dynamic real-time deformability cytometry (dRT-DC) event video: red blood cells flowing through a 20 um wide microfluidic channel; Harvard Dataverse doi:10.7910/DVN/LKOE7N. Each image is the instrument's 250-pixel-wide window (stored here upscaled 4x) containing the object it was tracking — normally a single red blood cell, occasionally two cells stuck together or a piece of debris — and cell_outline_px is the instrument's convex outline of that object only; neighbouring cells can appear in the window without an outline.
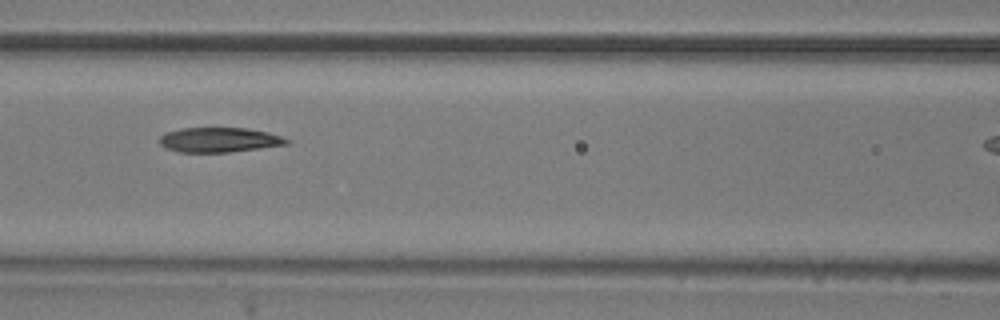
{"species": "common noctule bat (a hibernating species)", "species_latin": "Nyctalus noctula", "temperature_condition": "room temperature", "stored_images_in_passage": 7, "camera_frame_rate_fps": 3000, "um_per_image_px": 0.085, "animal": {"sex": "male", "body_mass_g": 20.5, "forearm_length_mm": 52.5}, "frame": {"image": 1, "passage_image": 4, "time_ms": 3.333, "image_size_px": [1000, 320], "cell_outline_px": [[292, 140], [288, 144], [228, 152], [180, 152], [168, 148], [160, 144], [160, 136], [164, 132], [180, 128], [244, 128], [268, 132]], "centroid_in_image_um": [18.62, 11.88], "position_along_channel_um": 148.0, "area_um2": 18.21}}
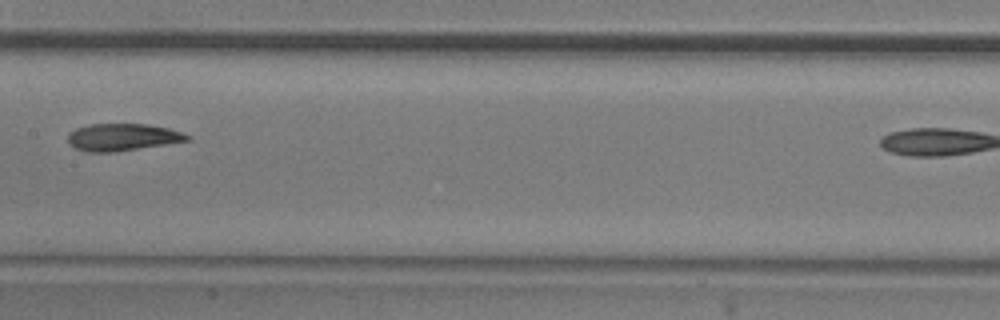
{"frame": {"image": 2, "passage_image": 5, "time_ms": 4.667, "image_size_px": [1000, 320], "cell_outline_px": [[192, 140], [116, 152], [84, 152], [68, 144], [68, 132], [76, 128], [88, 124], [148, 124], [168, 128], [192, 136]], "centroid_in_image_um": [10.4, 11.66], "position_along_channel_um": 197.0, "area_um2": 19.13}}
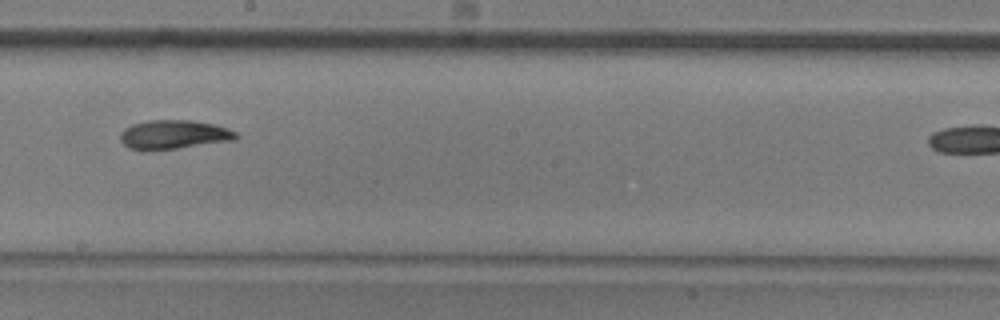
{"frame": {"image": 3, "passage_image": 6, "time_ms": 5.667, "image_size_px": [1000, 320], "cell_outline_px": [[240, 136], [236, 140], [176, 148], [144, 152], [140, 152], [128, 148], [120, 140], [120, 132], [124, 128], [132, 124], [148, 120], [192, 120], [216, 124], [228, 128], [236, 132]], "centroid_in_image_um": [14.75, 11.45], "position_along_channel_um": 233.5, "area_um2": 20.06}}